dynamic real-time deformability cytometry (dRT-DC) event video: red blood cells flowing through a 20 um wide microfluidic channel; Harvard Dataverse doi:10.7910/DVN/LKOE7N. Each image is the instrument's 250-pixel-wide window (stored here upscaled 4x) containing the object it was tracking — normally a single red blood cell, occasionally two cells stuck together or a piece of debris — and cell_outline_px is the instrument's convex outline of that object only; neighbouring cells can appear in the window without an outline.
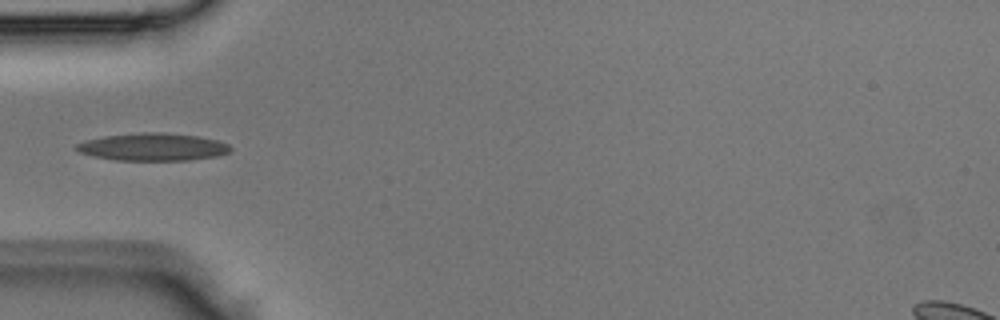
{"species": "Egyptian fruit bat (a non-hibernating species)", "species_latin": "Rousettus aegyptiacus", "temperature_condition": "room temperature", "stored_images_in_passage": 3, "camera_frame_rate_fps": 3000, "um_per_image_px": 0.085, "animal": {"sex": "male"}, "frame": {"image": 1, "passage_image": 3, "time_ms": 0.667, "image_size_px": [1000, 320], "cell_outline_px": [[232, 148], [228, 152], [216, 156], [188, 160], [116, 160], [92, 156], [80, 152], [72, 148], [76, 144], [84, 140], [104, 136], [140, 132], [168, 132], [196, 136], [216, 140], [228, 144]], "centroid_in_image_um": [12.93, 12.48], "position_along_channel_um": 72.1, "area_um2": 24.8}}